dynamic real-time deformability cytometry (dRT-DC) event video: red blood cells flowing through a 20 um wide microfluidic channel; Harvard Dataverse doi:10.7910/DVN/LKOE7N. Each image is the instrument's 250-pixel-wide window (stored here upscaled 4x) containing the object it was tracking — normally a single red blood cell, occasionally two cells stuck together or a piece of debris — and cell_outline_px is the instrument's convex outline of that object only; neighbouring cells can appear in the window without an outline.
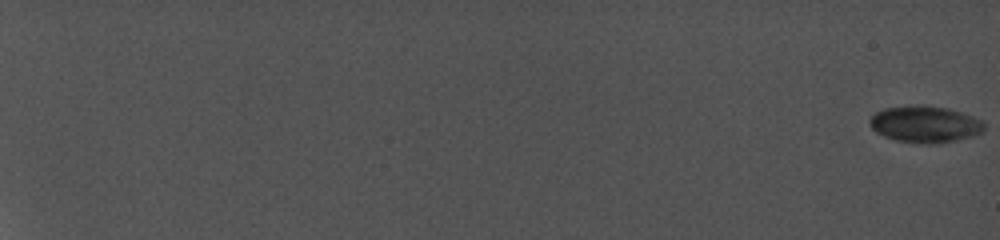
{"species": "common noctule bat (a hibernating species)", "species_latin": "Nyctalus noctula", "temperature_condition": "cold", "stored_images_in_passage": 50, "camera_frame_rate_fps": 5000, "um_per_image_px": 0.085, "animal": {"sex": "female", "body_mass_g": 19.0, "forearm_length_mm": 56.7}, "frame": {"image": 1, "passage_image": 1, "time_ms": 0.0, "image_size_px": [1000, 240], "cell_outline_px": [[984, 128], [980, 132], [972, 136], [956, 140], [936, 144], [928, 144], [896, 140], [884, 136], [876, 132], [872, 128], [868, 120], [876, 112], [884, 108], [948, 108], [960, 112], [980, 120], [984, 124]], "centroid_in_image_um": [78.61, 10.61], "position_along_channel_um": 6.4, "area_um2": 23.35}}
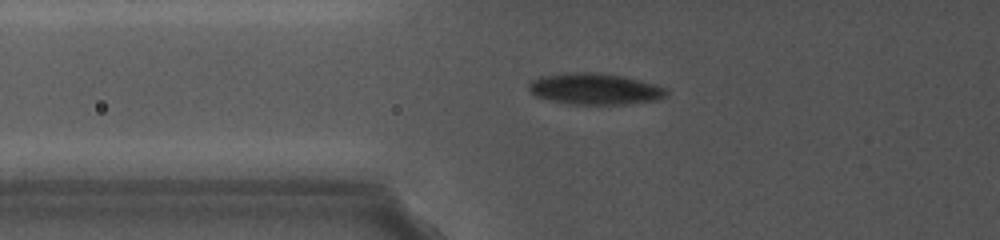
{"frame": {"image": 2, "passage_image": 23, "time_ms": 9.4, "image_size_px": [1000, 240], "cell_outline_px": [[664, 96], [648, 100], [620, 104], [572, 104], [536, 96], [528, 88], [528, 84], [532, 80], [544, 76], [576, 72], [588, 72], [616, 76], [652, 84], [664, 88]], "centroid_in_image_um": [50.44, 7.56], "position_along_channel_um": 75.4, "area_um2": 23.64}}
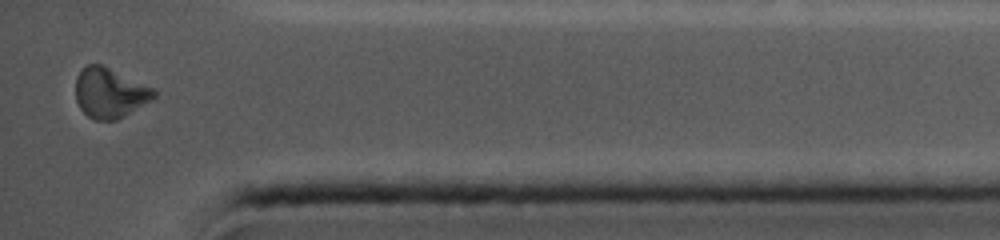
{"frame": {"image": 3, "passage_image": 50, "time_ms": 18.8, "image_size_px": [1000, 240], "cell_outline_px": [[156, 96], [116, 120], [96, 120], [88, 116], [80, 108], [76, 100], [76, 76], [88, 64], [100, 64], [152, 88], [156, 92]], "centroid_in_image_um": [9.28, 7.9], "position_along_channel_um": 425.9, "area_um2": 22.08}, "authors_computed_cell_mechanics": {"area_um2": 23.9292, "velocity_mm_per_s": 3.8513, "shape_relaxation_time_tau1_ms": 1.6957, "shape_relaxation_time_tau2_ms": 5.7833, "deformation_change_tau1": 0.0696, "deformation_change_tau2": 0.1005}}